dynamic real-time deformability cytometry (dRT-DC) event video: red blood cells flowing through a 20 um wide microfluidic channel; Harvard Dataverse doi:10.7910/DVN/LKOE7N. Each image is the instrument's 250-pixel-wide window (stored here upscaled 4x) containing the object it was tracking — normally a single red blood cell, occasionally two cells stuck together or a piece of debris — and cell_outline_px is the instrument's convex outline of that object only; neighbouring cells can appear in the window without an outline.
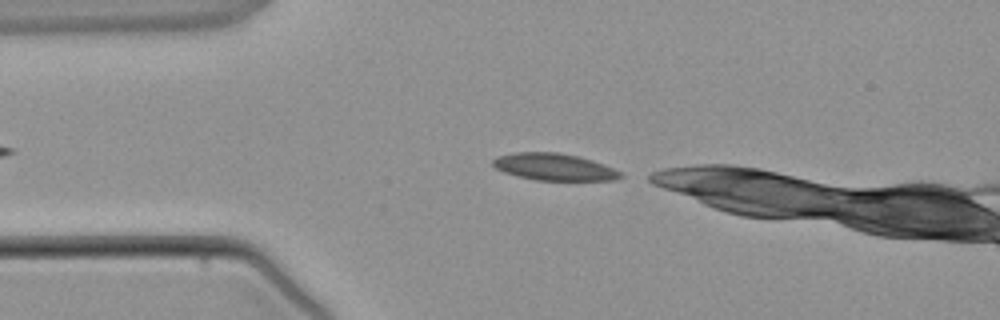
{"species": "common noctule bat (a hibernating species)", "species_latin": "Nyctalus noctula", "temperature_condition": "warm", "stored_images_in_passage": 2, "camera_frame_rate_fps": 3000, "um_per_image_px": 0.085, "animal": {"sex": "male", "body_mass_g": 21.5, "forearm_length_mm": 52.0}, "frame": {"image": 1, "passage_image": 2, "time_ms": 1.333, "image_size_px": [1000, 320], "cell_outline_px": [[624, 176], [616, 180], [536, 180], [516, 176], [504, 172], [496, 168], [492, 164], [492, 160], [496, 156], [512, 152], [556, 152], [576, 156], [592, 160], [604, 164], [620, 172]], "centroid_in_image_um": [47.06, 14.18], "position_along_channel_um": 37.9, "area_um2": 20.06}}